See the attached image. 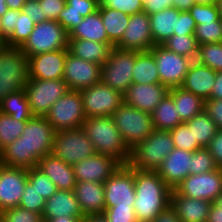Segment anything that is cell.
Listing matches in <instances>:
<instances>
[{"instance_id":"21","label":"cell","mask_w":222,"mask_h":222,"mask_svg":"<svg viewBox=\"0 0 222 222\" xmlns=\"http://www.w3.org/2000/svg\"><path fill=\"white\" fill-rule=\"evenodd\" d=\"M169 88L161 83H132L123 95L124 103L141 111L152 113L156 106L169 93Z\"/></svg>"},{"instance_id":"25","label":"cell","mask_w":222,"mask_h":222,"mask_svg":"<svg viewBox=\"0 0 222 222\" xmlns=\"http://www.w3.org/2000/svg\"><path fill=\"white\" fill-rule=\"evenodd\" d=\"M74 193L84 216L104 213L105 196L103 183L77 181Z\"/></svg>"},{"instance_id":"20","label":"cell","mask_w":222,"mask_h":222,"mask_svg":"<svg viewBox=\"0 0 222 222\" xmlns=\"http://www.w3.org/2000/svg\"><path fill=\"white\" fill-rule=\"evenodd\" d=\"M67 52L62 49L28 57L29 79H63Z\"/></svg>"},{"instance_id":"58","label":"cell","mask_w":222,"mask_h":222,"mask_svg":"<svg viewBox=\"0 0 222 222\" xmlns=\"http://www.w3.org/2000/svg\"><path fill=\"white\" fill-rule=\"evenodd\" d=\"M152 222H181L174 208L169 205Z\"/></svg>"},{"instance_id":"3","label":"cell","mask_w":222,"mask_h":222,"mask_svg":"<svg viewBox=\"0 0 222 222\" xmlns=\"http://www.w3.org/2000/svg\"><path fill=\"white\" fill-rule=\"evenodd\" d=\"M82 129L93 143L96 153L112 156L121 165L130 161V149L124 143L111 116L89 117Z\"/></svg>"},{"instance_id":"46","label":"cell","mask_w":222,"mask_h":222,"mask_svg":"<svg viewBox=\"0 0 222 222\" xmlns=\"http://www.w3.org/2000/svg\"><path fill=\"white\" fill-rule=\"evenodd\" d=\"M45 202L46 200L42 195H40L35 187L27 180L19 206L42 215Z\"/></svg>"},{"instance_id":"70","label":"cell","mask_w":222,"mask_h":222,"mask_svg":"<svg viewBox=\"0 0 222 222\" xmlns=\"http://www.w3.org/2000/svg\"><path fill=\"white\" fill-rule=\"evenodd\" d=\"M0 37L3 38V24H2V16L0 15Z\"/></svg>"},{"instance_id":"12","label":"cell","mask_w":222,"mask_h":222,"mask_svg":"<svg viewBox=\"0 0 222 222\" xmlns=\"http://www.w3.org/2000/svg\"><path fill=\"white\" fill-rule=\"evenodd\" d=\"M149 51L154 55L160 83L169 89L181 87L194 60L169 51L162 45H154Z\"/></svg>"},{"instance_id":"54","label":"cell","mask_w":222,"mask_h":222,"mask_svg":"<svg viewBox=\"0 0 222 222\" xmlns=\"http://www.w3.org/2000/svg\"><path fill=\"white\" fill-rule=\"evenodd\" d=\"M206 148L214 158L217 167L222 168V129H218Z\"/></svg>"},{"instance_id":"37","label":"cell","mask_w":222,"mask_h":222,"mask_svg":"<svg viewBox=\"0 0 222 222\" xmlns=\"http://www.w3.org/2000/svg\"><path fill=\"white\" fill-rule=\"evenodd\" d=\"M184 123L189 129H192L194 141H197L203 148L209 145L218 132L216 124L204 110Z\"/></svg>"},{"instance_id":"5","label":"cell","mask_w":222,"mask_h":222,"mask_svg":"<svg viewBox=\"0 0 222 222\" xmlns=\"http://www.w3.org/2000/svg\"><path fill=\"white\" fill-rule=\"evenodd\" d=\"M29 79L28 57L19 47L0 51V102L10 93L24 89Z\"/></svg>"},{"instance_id":"19","label":"cell","mask_w":222,"mask_h":222,"mask_svg":"<svg viewBox=\"0 0 222 222\" xmlns=\"http://www.w3.org/2000/svg\"><path fill=\"white\" fill-rule=\"evenodd\" d=\"M120 165L112 156L95 153L72 167L76 181L104 183Z\"/></svg>"},{"instance_id":"4","label":"cell","mask_w":222,"mask_h":222,"mask_svg":"<svg viewBox=\"0 0 222 222\" xmlns=\"http://www.w3.org/2000/svg\"><path fill=\"white\" fill-rule=\"evenodd\" d=\"M174 148L170 131L155 129L130 150L128 165L137 170L157 171Z\"/></svg>"},{"instance_id":"42","label":"cell","mask_w":222,"mask_h":222,"mask_svg":"<svg viewBox=\"0 0 222 222\" xmlns=\"http://www.w3.org/2000/svg\"><path fill=\"white\" fill-rule=\"evenodd\" d=\"M194 35L198 45L222 42V18L196 25Z\"/></svg>"},{"instance_id":"57","label":"cell","mask_w":222,"mask_h":222,"mask_svg":"<svg viewBox=\"0 0 222 222\" xmlns=\"http://www.w3.org/2000/svg\"><path fill=\"white\" fill-rule=\"evenodd\" d=\"M173 0H143V12L148 15L163 11L165 8L173 6Z\"/></svg>"},{"instance_id":"50","label":"cell","mask_w":222,"mask_h":222,"mask_svg":"<svg viewBox=\"0 0 222 222\" xmlns=\"http://www.w3.org/2000/svg\"><path fill=\"white\" fill-rule=\"evenodd\" d=\"M109 222H137L134 206L109 207L104 210Z\"/></svg>"},{"instance_id":"9","label":"cell","mask_w":222,"mask_h":222,"mask_svg":"<svg viewBox=\"0 0 222 222\" xmlns=\"http://www.w3.org/2000/svg\"><path fill=\"white\" fill-rule=\"evenodd\" d=\"M93 143L82 128L56 131L51 154L73 165L95 154Z\"/></svg>"},{"instance_id":"40","label":"cell","mask_w":222,"mask_h":222,"mask_svg":"<svg viewBox=\"0 0 222 222\" xmlns=\"http://www.w3.org/2000/svg\"><path fill=\"white\" fill-rule=\"evenodd\" d=\"M35 25L36 23L21 10L20 14L16 15L15 29L6 39V46L21 48L28 40Z\"/></svg>"},{"instance_id":"36","label":"cell","mask_w":222,"mask_h":222,"mask_svg":"<svg viewBox=\"0 0 222 222\" xmlns=\"http://www.w3.org/2000/svg\"><path fill=\"white\" fill-rule=\"evenodd\" d=\"M0 112L10 115L14 119L20 121H28L34 117L24 89L7 95L0 102Z\"/></svg>"},{"instance_id":"24","label":"cell","mask_w":222,"mask_h":222,"mask_svg":"<svg viewBox=\"0 0 222 222\" xmlns=\"http://www.w3.org/2000/svg\"><path fill=\"white\" fill-rule=\"evenodd\" d=\"M170 205L181 222H206L212 202L182 196L174 189L170 194Z\"/></svg>"},{"instance_id":"11","label":"cell","mask_w":222,"mask_h":222,"mask_svg":"<svg viewBox=\"0 0 222 222\" xmlns=\"http://www.w3.org/2000/svg\"><path fill=\"white\" fill-rule=\"evenodd\" d=\"M34 117H45L51 106L69 89L63 79H28L24 88Z\"/></svg>"},{"instance_id":"61","label":"cell","mask_w":222,"mask_h":222,"mask_svg":"<svg viewBox=\"0 0 222 222\" xmlns=\"http://www.w3.org/2000/svg\"><path fill=\"white\" fill-rule=\"evenodd\" d=\"M195 0H173V7L177 8L179 11H188L194 4Z\"/></svg>"},{"instance_id":"35","label":"cell","mask_w":222,"mask_h":222,"mask_svg":"<svg viewBox=\"0 0 222 222\" xmlns=\"http://www.w3.org/2000/svg\"><path fill=\"white\" fill-rule=\"evenodd\" d=\"M108 39L116 45L122 38L129 23L130 15L112 8H98Z\"/></svg>"},{"instance_id":"6","label":"cell","mask_w":222,"mask_h":222,"mask_svg":"<svg viewBox=\"0 0 222 222\" xmlns=\"http://www.w3.org/2000/svg\"><path fill=\"white\" fill-rule=\"evenodd\" d=\"M111 117L130 150L155 130L150 113L125 103L117 108Z\"/></svg>"},{"instance_id":"55","label":"cell","mask_w":222,"mask_h":222,"mask_svg":"<svg viewBox=\"0 0 222 222\" xmlns=\"http://www.w3.org/2000/svg\"><path fill=\"white\" fill-rule=\"evenodd\" d=\"M22 11L29 16L34 23L38 24L45 22L48 19L45 17L42 11V6L38 1H26Z\"/></svg>"},{"instance_id":"8","label":"cell","mask_w":222,"mask_h":222,"mask_svg":"<svg viewBox=\"0 0 222 222\" xmlns=\"http://www.w3.org/2000/svg\"><path fill=\"white\" fill-rule=\"evenodd\" d=\"M69 33L55 20L35 25L28 40L21 47L27 57L40 53L68 49Z\"/></svg>"},{"instance_id":"29","label":"cell","mask_w":222,"mask_h":222,"mask_svg":"<svg viewBox=\"0 0 222 222\" xmlns=\"http://www.w3.org/2000/svg\"><path fill=\"white\" fill-rule=\"evenodd\" d=\"M99 0H66L64 9L59 13L58 22L69 33L82 23L87 15L96 12Z\"/></svg>"},{"instance_id":"69","label":"cell","mask_w":222,"mask_h":222,"mask_svg":"<svg viewBox=\"0 0 222 222\" xmlns=\"http://www.w3.org/2000/svg\"><path fill=\"white\" fill-rule=\"evenodd\" d=\"M6 46V41L0 37V51Z\"/></svg>"},{"instance_id":"67","label":"cell","mask_w":222,"mask_h":222,"mask_svg":"<svg viewBox=\"0 0 222 222\" xmlns=\"http://www.w3.org/2000/svg\"><path fill=\"white\" fill-rule=\"evenodd\" d=\"M215 206L222 207V193L213 202Z\"/></svg>"},{"instance_id":"62","label":"cell","mask_w":222,"mask_h":222,"mask_svg":"<svg viewBox=\"0 0 222 222\" xmlns=\"http://www.w3.org/2000/svg\"><path fill=\"white\" fill-rule=\"evenodd\" d=\"M83 222H109L104 213L90 214L84 217Z\"/></svg>"},{"instance_id":"60","label":"cell","mask_w":222,"mask_h":222,"mask_svg":"<svg viewBox=\"0 0 222 222\" xmlns=\"http://www.w3.org/2000/svg\"><path fill=\"white\" fill-rule=\"evenodd\" d=\"M206 222H222V207L212 203Z\"/></svg>"},{"instance_id":"49","label":"cell","mask_w":222,"mask_h":222,"mask_svg":"<svg viewBox=\"0 0 222 222\" xmlns=\"http://www.w3.org/2000/svg\"><path fill=\"white\" fill-rule=\"evenodd\" d=\"M188 11L197 25L207 21H217L220 18L216 4L207 5L195 3Z\"/></svg>"},{"instance_id":"48","label":"cell","mask_w":222,"mask_h":222,"mask_svg":"<svg viewBox=\"0 0 222 222\" xmlns=\"http://www.w3.org/2000/svg\"><path fill=\"white\" fill-rule=\"evenodd\" d=\"M99 6L116 9L127 15L143 12V0H99Z\"/></svg>"},{"instance_id":"52","label":"cell","mask_w":222,"mask_h":222,"mask_svg":"<svg viewBox=\"0 0 222 222\" xmlns=\"http://www.w3.org/2000/svg\"><path fill=\"white\" fill-rule=\"evenodd\" d=\"M42 11L48 20L58 22L59 13L64 9L66 0H39Z\"/></svg>"},{"instance_id":"2","label":"cell","mask_w":222,"mask_h":222,"mask_svg":"<svg viewBox=\"0 0 222 222\" xmlns=\"http://www.w3.org/2000/svg\"><path fill=\"white\" fill-rule=\"evenodd\" d=\"M135 201L137 222H152L159 213L170 205L172 189L156 171L134 168Z\"/></svg>"},{"instance_id":"30","label":"cell","mask_w":222,"mask_h":222,"mask_svg":"<svg viewBox=\"0 0 222 222\" xmlns=\"http://www.w3.org/2000/svg\"><path fill=\"white\" fill-rule=\"evenodd\" d=\"M180 11L171 6L163 11L150 14L151 35L155 45H161L164 41L177 32V16Z\"/></svg>"},{"instance_id":"63","label":"cell","mask_w":222,"mask_h":222,"mask_svg":"<svg viewBox=\"0 0 222 222\" xmlns=\"http://www.w3.org/2000/svg\"><path fill=\"white\" fill-rule=\"evenodd\" d=\"M84 217H69L63 215L57 218L49 219L48 222H83Z\"/></svg>"},{"instance_id":"10","label":"cell","mask_w":222,"mask_h":222,"mask_svg":"<svg viewBox=\"0 0 222 222\" xmlns=\"http://www.w3.org/2000/svg\"><path fill=\"white\" fill-rule=\"evenodd\" d=\"M56 131L82 128L86 116L79 91L68 90L45 116Z\"/></svg>"},{"instance_id":"71","label":"cell","mask_w":222,"mask_h":222,"mask_svg":"<svg viewBox=\"0 0 222 222\" xmlns=\"http://www.w3.org/2000/svg\"><path fill=\"white\" fill-rule=\"evenodd\" d=\"M1 159H2V149L0 148V162H1Z\"/></svg>"},{"instance_id":"22","label":"cell","mask_w":222,"mask_h":222,"mask_svg":"<svg viewBox=\"0 0 222 222\" xmlns=\"http://www.w3.org/2000/svg\"><path fill=\"white\" fill-rule=\"evenodd\" d=\"M191 157L192 152L174 148L156 172L174 190L188 175H191Z\"/></svg>"},{"instance_id":"27","label":"cell","mask_w":222,"mask_h":222,"mask_svg":"<svg viewBox=\"0 0 222 222\" xmlns=\"http://www.w3.org/2000/svg\"><path fill=\"white\" fill-rule=\"evenodd\" d=\"M63 215L69 217H85L74 190H58L46 200L42 213L43 220L57 218Z\"/></svg>"},{"instance_id":"34","label":"cell","mask_w":222,"mask_h":222,"mask_svg":"<svg viewBox=\"0 0 222 222\" xmlns=\"http://www.w3.org/2000/svg\"><path fill=\"white\" fill-rule=\"evenodd\" d=\"M132 73V80L135 84L160 83V77L154 55L150 51H136V58Z\"/></svg>"},{"instance_id":"23","label":"cell","mask_w":222,"mask_h":222,"mask_svg":"<svg viewBox=\"0 0 222 222\" xmlns=\"http://www.w3.org/2000/svg\"><path fill=\"white\" fill-rule=\"evenodd\" d=\"M215 78L216 71L194 60L181 87L205 101L210 99Z\"/></svg>"},{"instance_id":"17","label":"cell","mask_w":222,"mask_h":222,"mask_svg":"<svg viewBox=\"0 0 222 222\" xmlns=\"http://www.w3.org/2000/svg\"><path fill=\"white\" fill-rule=\"evenodd\" d=\"M154 45L151 35L150 16L146 12H141L130 15L124 34L114 47L146 52Z\"/></svg>"},{"instance_id":"51","label":"cell","mask_w":222,"mask_h":222,"mask_svg":"<svg viewBox=\"0 0 222 222\" xmlns=\"http://www.w3.org/2000/svg\"><path fill=\"white\" fill-rule=\"evenodd\" d=\"M196 25L189 11H180L177 16V32H174V35L195 34Z\"/></svg>"},{"instance_id":"32","label":"cell","mask_w":222,"mask_h":222,"mask_svg":"<svg viewBox=\"0 0 222 222\" xmlns=\"http://www.w3.org/2000/svg\"><path fill=\"white\" fill-rule=\"evenodd\" d=\"M169 94L173 98L174 105L183 123L191 120L204 110V101L182 87L171 88Z\"/></svg>"},{"instance_id":"45","label":"cell","mask_w":222,"mask_h":222,"mask_svg":"<svg viewBox=\"0 0 222 222\" xmlns=\"http://www.w3.org/2000/svg\"><path fill=\"white\" fill-rule=\"evenodd\" d=\"M214 158L207 148H200L192 152L191 157V174L196 175L216 170Z\"/></svg>"},{"instance_id":"14","label":"cell","mask_w":222,"mask_h":222,"mask_svg":"<svg viewBox=\"0 0 222 222\" xmlns=\"http://www.w3.org/2000/svg\"><path fill=\"white\" fill-rule=\"evenodd\" d=\"M103 185L105 209L109 207L134 206V168L130 167L128 164L120 165Z\"/></svg>"},{"instance_id":"16","label":"cell","mask_w":222,"mask_h":222,"mask_svg":"<svg viewBox=\"0 0 222 222\" xmlns=\"http://www.w3.org/2000/svg\"><path fill=\"white\" fill-rule=\"evenodd\" d=\"M63 80L69 90L79 91L101 82V65L67 52Z\"/></svg>"},{"instance_id":"38","label":"cell","mask_w":222,"mask_h":222,"mask_svg":"<svg viewBox=\"0 0 222 222\" xmlns=\"http://www.w3.org/2000/svg\"><path fill=\"white\" fill-rule=\"evenodd\" d=\"M167 50L179 55L196 60L198 56L199 45L194 34L173 35L162 44Z\"/></svg>"},{"instance_id":"68","label":"cell","mask_w":222,"mask_h":222,"mask_svg":"<svg viewBox=\"0 0 222 222\" xmlns=\"http://www.w3.org/2000/svg\"><path fill=\"white\" fill-rule=\"evenodd\" d=\"M216 5L219 11V15L222 18V0H218Z\"/></svg>"},{"instance_id":"28","label":"cell","mask_w":222,"mask_h":222,"mask_svg":"<svg viewBox=\"0 0 222 222\" xmlns=\"http://www.w3.org/2000/svg\"><path fill=\"white\" fill-rule=\"evenodd\" d=\"M114 44H106L86 39H69L68 52L77 58L102 66L109 57Z\"/></svg>"},{"instance_id":"43","label":"cell","mask_w":222,"mask_h":222,"mask_svg":"<svg viewBox=\"0 0 222 222\" xmlns=\"http://www.w3.org/2000/svg\"><path fill=\"white\" fill-rule=\"evenodd\" d=\"M28 181L35 187L42 197L47 200L58 191L51 179L37 167L27 169Z\"/></svg>"},{"instance_id":"44","label":"cell","mask_w":222,"mask_h":222,"mask_svg":"<svg viewBox=\"0 0 222 222\" xmlns=\"http://www.w3.org/2000/svg\"><path fill=\"white\" fill-rule=\"evenodd\" d=\"M170 134L175 148L190 152L203 148L197 141H194L192 129H189L185 123H181L170 130Z\"/></svg>"},{"instance_id":"53","label":"cell","mask_w":222,"mask_h":222,"mask_svg":"<svg viewBox=\"0 0 222 222\" xmlns=\"http://www.w3.org/2000/svg\"><path fill=\"white\" fill-rule=\"evenodd\" d=\"M204 111L214 121L218 129H222V99L204 101Z\"/></svg>"},{"instance_id":"15","label":"cell","mask_w":222,"mask_h":222,"mask_svg":"<svg viewBox=\"0 0 222 222\" xmlns=\"http://www.w3.org/2000/svg\"><path fill=\"white\" fill-rule=\"evenodd\" d=\"M175 190L182 196L213 203L222 193L221 168L196 175H188Z\"/></svg>"},{"instance_id":"26","label":"cell","mask_w":222,"mask_h":222,"mask_svg":"<svg viewBox=\"0 0 222 222\" xmlns=\"http://www.w3.org/2000/svg\"><path fill=\"white\" fill-rule=\"evenodd\" d=\"M36 167L51 179L58 190H74L77 181L72 165L49 154L41 158Z\"/></svg>"},{"instance_id":"41","label":"cell","mask_w":222,"mask_h":222,"mask_svg":"<svg viewBox=\"0 0 222 222\" xmlns=\"http://www.w3.org/2000/svg\"><path fill=\"white\" fill-rule=\"evenodd\" d=\"M199 63L206 65L216 72L222 71V42L199 45Z\"/></svg>"},{"instance_id":"39","label":"cell","mask_w":222,"mask_h":222,"mask_svg":"<svg viewBox=\"0 0 222 222\" xmlns=\"http://www.w3.org/2000/svg\"><path fill=\"white\" fill-rule=\"evenodd\" d=\"M26 122L0 112V148L2 150L22 135Z\"/></svg>"},{"instance_id":"66","label":"cell","mask_w":222,"mask_h":222,"mask_svg":"<svg viewBox=\"0 0 222 222\" xmlns=\"http://www.w3.org/2000/svg\"><path fill=\"white\" fill-rule=\"evenodd\" d=\"M197 4H207V5H213L217 4L218 0H195Z\"/></svg>"},{"instance_id":"59","label":"cell","mask_w":222,"mask_h":222,"mask_svg":"<svg viewBox=\"0 0 222 222\" xmlns=\"http://www.w3.org/2000/svg\"><path fill=\"white\" fill-rule=\"evenodd\" d=\"M210 99H222V71L216 72V78L212 88Z\"/></svg>"},{"instance_id":"56","label":"cell","mask_w":222,"mask_h":222,"mask_svg":"<svg viewBox=\"0 0 222 222\" xmlns=\"http://www.w3.org/2000/svg\"><path fill=\"white\" fill-rule=\"evenodd\" d=\"M21 10H13L8 9L3 15H2V24H3V39L6 41V39L12 34V32L15 29V21H16V15L20 14Z\"/></svg>"},{"instance_id":"64","label":"cell","mask_w":222,"mask_h":222,"mask_svg":"<svg viewBox=\"0 0 222 222\" xmlns=\"http://www.w3.org/2000/svg\"><path fill=\"white\" fill-rule=\"evenodd\" d=\"M26 1L27 0H6V5L8 9L22 10Z\"/></svg>"},{"instance_id":"13","label":"cell","mask_w":222,"mask_h":222,"mask_svg":"<svg viewBox=\"0 0 222 222\" xmlns=\"http://www.w3.org/2000/svg\"><path fill=\"white\" fill-rule=\"evenodd\" d=\"M86 118L112 116L124 103L123 95L102 82L79 90Z\"/></svg>"},{"instance_id":"31","label":"cell","mask_w":222,"mask_h":222,"mask_svg":"<svg viewBox=\"0 0 222 222\" xmlns=\"http://www.w3.org/2000/svg\"><path fill=\"white\" fill-rule=\"evenodd\" d=\"M69 39H86L113 44L108 39L99 10L84 17L82 23L69 32Z\"/></svg>"},{"instance_id":"47","label":"cell","mask_w":222,"mask_h":222,"mask_svg":"<svg viewBox=\"0 0 222 222\" xmlns=\"http://www.w3.org/2000/svg\"><path fill=\"white\" fill-rule=\"evenodd\" d=\"M42 215L21 208L20 206L4 210L0 213V222H41Z\"/></svg>"},{"instance_id":"7","label":"cell","mask_w":222,"mask_h":222,"mask_svg":"<svg viewBox=\"0 0 222 222\" xmlns=\"http://www.w3.org/2000/svg\"><path fill=\"white\" fill-rule=\"evenodd\" d=\"M136 51L113 47L101 66V82L124 95L133 83Z\"/></svg>"},{"instance_id":"18","label":"cell","mask_w":222,"mask_h":222,"mask_svg":"<svg viewBox=\"0 0 222 222\" xmlns=\"http://www.w3.org/2000/svg\"><path fill=\"white\" fill-rule=\"evenodd\" d=\"M27 180V168L0 164V213L19 206Z\"/></svg>"},{"instance_id":"1","label":"cell","mask_w":222,"mask_h":222,"mask_svg":"<svg viewBox=\"0 0 222 222\" xmlns=\"http://www.w3.org/2000/svg\"><path fill=\"white\" fill-rule=\"evenodd\" d=\"M56 130L45 117L29 119L22 135L2 150L0 164L7 167H36L38 161L51 154Z\"/></svg>"},{"instance_id":"33","label":"cell","mask_w":222,"mask_h":222,"mask_svg":"<svg viewBox=\"0 0 222 222\" xmlns=\"http://www.w3.org/2000/svg\"><path fill=\"white\" fill-rule=\"evenodd\" d=\"M154 129L170 131L183 123L176 110L172 96L168 93L151 113Z\"/></svg>"},{"instance_id":"65","label":"cell","mask_w":222,"mask_h":222,"mask_svg":"<svg viewBox=\"0 0 222 222\" xmlns=\"http://www.w3.org/2000/svg\"><path fill=\"white\" fill-rule=\"evenodd\" d=\"M7 10L6 0H0V15L2 16Z\"/></svg>"}]
</instances>
